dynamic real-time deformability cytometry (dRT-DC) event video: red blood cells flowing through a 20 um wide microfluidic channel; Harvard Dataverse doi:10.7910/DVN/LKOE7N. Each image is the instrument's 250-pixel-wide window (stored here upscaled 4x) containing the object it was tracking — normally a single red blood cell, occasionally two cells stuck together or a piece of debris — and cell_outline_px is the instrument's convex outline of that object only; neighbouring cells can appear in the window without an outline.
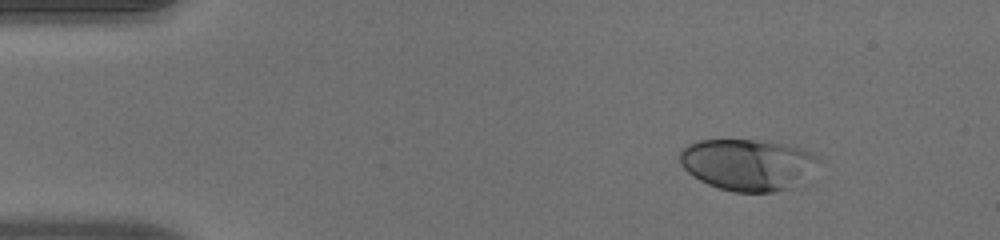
{"species": "human", "species_latin": "Homo sapiens", "temperature_condition": "warm", "stored_images_in_passage": 51, "camera_frame_rate_fps": 3000, "um_per_image_px": 0.085, "donor": {"sex": "male"}, "frame": {"image": 1, "passage_image": 7, "time_ms": 2.0, "image_size_px": [1000, 240], "cell_outline_px": [[820, 160], [796, 188], [772, 192], [732, 192], [708, 184], [692, 176], [680, 164], [680, 148], [696, 140], [752, 140], [792, 144], [816, 156]], "centroid_in_image_um": [63.53, 13.99], "position_along_channel_um": 21.5, "area_um2": 41.85}}
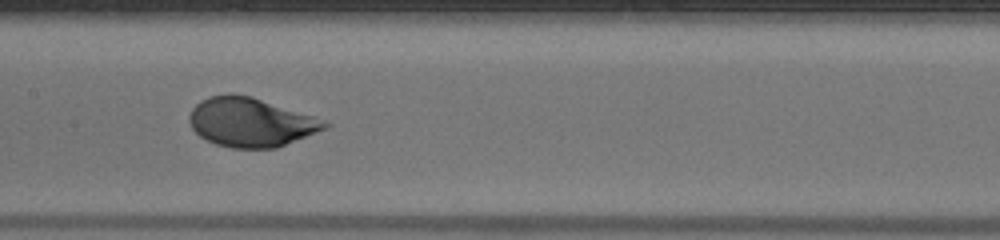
{"frame": {"image": 2, "passage_image": 26, "time_ms": 8.333, "image_size_px": [1000, 240], "cell_outline_px": [[332, 124], [324, 128], [276, 148], [232, 148], [216, 144], [200, 136], [192, 128], [188, 120], [188, 116], [192, 108], [200, 100], [208, 96], [232, 92], [252, 96], [312, 116]], "centroid_in_image_um": [21.23, 10.37], "position_along_channel_um": 186.2, "area_um2": 38.38}}
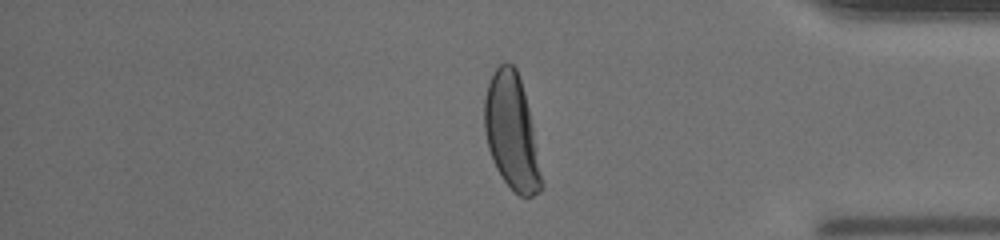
{"frame": {"image": 3, "passage_image": 43, "time_ms": 14.0, "image_size_px": [1000, 240], "cell_outline_px": [[544, 188], [540, 192], [532, 196], [520, 196], [504, 180], [496, 168], [492, 160], [488, 148], [484, 132], [484, 96], [492, 72], [500, 64], [508, 60], [516, 68], [520, 80], [528, 108], [544, 184]], "centroid_in_image_um": [43.47, 11.22], "position_along_channel_um": 391.7, "area_um2": 38.21}, "authors_computed_cell_mechanics": {"area_um2": 39.1884, "velocity_mm_per_s": 4.015, "shape_relaxation_time_tau1_ms": 3.5047, "shape_relaxation_time_tau2_ms": null, "deformation_change_tau1": 0.1932, "deformation_change_tau2": null}}